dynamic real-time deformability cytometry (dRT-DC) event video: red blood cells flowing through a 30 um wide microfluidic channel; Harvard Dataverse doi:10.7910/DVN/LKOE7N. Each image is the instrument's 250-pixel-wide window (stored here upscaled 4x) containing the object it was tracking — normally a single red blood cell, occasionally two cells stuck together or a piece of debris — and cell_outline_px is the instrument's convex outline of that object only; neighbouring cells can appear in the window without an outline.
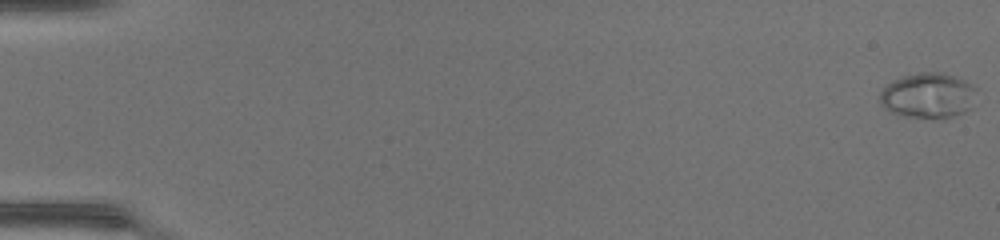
{"species": "common noctule bat (a hibernating species)", "species_latin": "Nyctalus noctula", "temperature_condition": "warm", "stored_images_in_passage": 49, "camera_frame_rate_fps": 3000, "um_per_image_px": 0.085, "animal": {"sex": "female", "body_mass_g": 17.0, "forearm_length_mm": 48.0}, "frame": {"image": 1, "passage_image": 1, "time_ms": 0.0, "image_size_px": [1000, 240], "cell_outline_px": [[976, 88], [972, 108], [964, 112], [952, 116], [908, 116], [892, 112], [884, 108], [880, 104], [880, 92], [892, 80], [904, 76], [920, 72], [944, 72], [964, 80]], "centroid_in_image_um": [78.89, 8.08], "position_along_channel_um": 6.1, "area_um2": 25.03}}
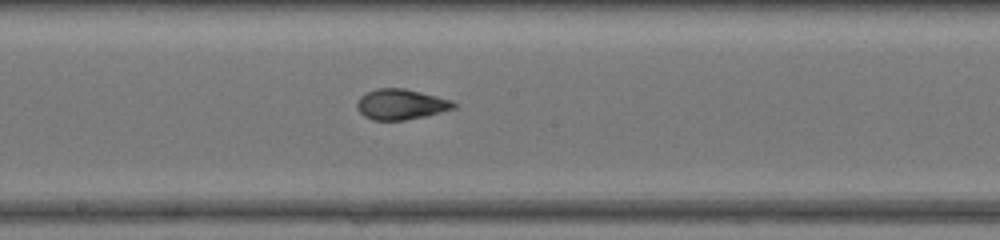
{"frame": {"image": 2, "passage_image": 28, "time_ms": 9.0, "image_size_px": [1000, 240], "cell_outline_px": [[456, 108], [424, 116], [404, 120], [372, 120], [364, 116], [356, 108], [356, 104], [360, 96], [376, 88], [404, 88], [452, 100], [456, 104]], "centroid_in_image_um": [34.06, 8.87], "position_along_channel_um": 214.1, "area_um2": 17.11}}
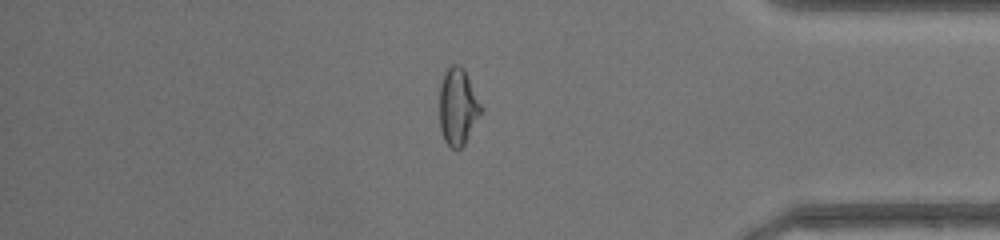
{"frame": {"image": 3, "passage_image": 42, "time_ms": 13.667, "image_size_px": [1000, 240], "cell_outline_px": [[484, 108], [464, 144], [460, 148], [452, 148], [444, 140], [440, 128], [440, 84], [444, 72], [452, 64], [460, 64], [464, 68]], "centroid_in_image_um": [38.93, 9.03], "position_along_channel_um": 396.3, "area_um2": 18.67}, "authors_computed_cell_mechanics": {"area_um2": 18.8428, "velocity_mm_per_s": 4.4215, "shape_relaxation_time_tau1_ms": 5.8009, "shape_relaxation_time_tau2_ms": 1.0282, "deformation_change_tau1": 0.2598, "deformation_change_tau2": 0.0498}}